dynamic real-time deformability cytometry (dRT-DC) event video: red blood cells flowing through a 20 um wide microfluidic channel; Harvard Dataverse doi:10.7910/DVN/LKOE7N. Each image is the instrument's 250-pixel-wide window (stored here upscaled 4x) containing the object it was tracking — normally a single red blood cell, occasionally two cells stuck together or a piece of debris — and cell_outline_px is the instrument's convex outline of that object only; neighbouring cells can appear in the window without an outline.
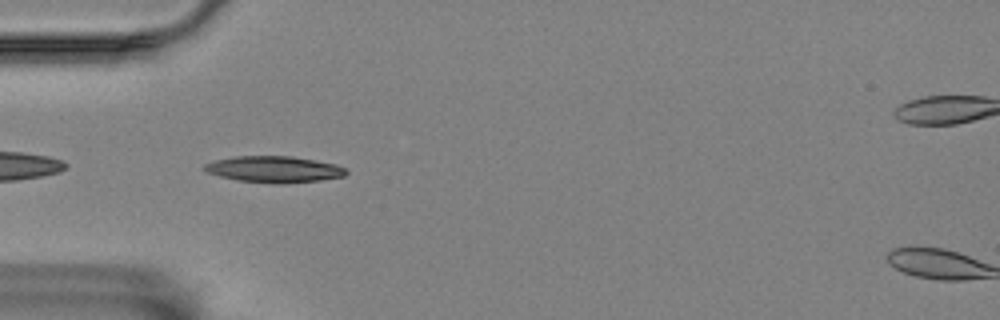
{"species": "Egyptian fruit bat (a non-hibernating species)", "species_latin": "Rousettus aegyptiacus", "temperature_condition": "room temperature", "stored_images_in_passage": 5, "camera_frame_rate_fps": 3000, "um_per_image_px": 0.085, "animal": {"sex": "female"}, "frame": {"image": 1, "passage_image": 4, "time_ms": 3.667, "image_size_px": [1000, 320], "cell_outline_px": [[348, 172], [344, 176], [320, 180], [280, 184], [236, 180], [220, 176], [208, 172], [200, 168], [204, 164], [216, 160], [236, 156], [292, 156], [316, 160], [336, 164], [344, 168]], "centroid_in_image_um": [23.29, 14.39], "position_along_channel_um": 61.7, "area_um2": 21.73}}
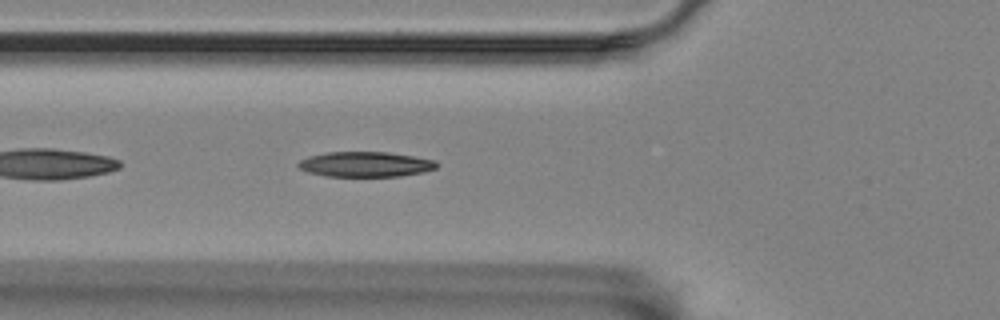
{"frame": {"image": 2, "passage_image": 5, "time_ms": 4.667, "image_size_px": [1000, 320], "cell_outline_px": [[436, 168], [420, 172], [400, 176], [324, 176], [308, 172], [300, 168], [296, 164], [300, 160], [308, 156], [324, 152], [388, 152], [436, 160]], "centroid_in_image_um": [31.0, 13.96], "position_along_channel_um": 94.8, "area_um2": 20.17}}